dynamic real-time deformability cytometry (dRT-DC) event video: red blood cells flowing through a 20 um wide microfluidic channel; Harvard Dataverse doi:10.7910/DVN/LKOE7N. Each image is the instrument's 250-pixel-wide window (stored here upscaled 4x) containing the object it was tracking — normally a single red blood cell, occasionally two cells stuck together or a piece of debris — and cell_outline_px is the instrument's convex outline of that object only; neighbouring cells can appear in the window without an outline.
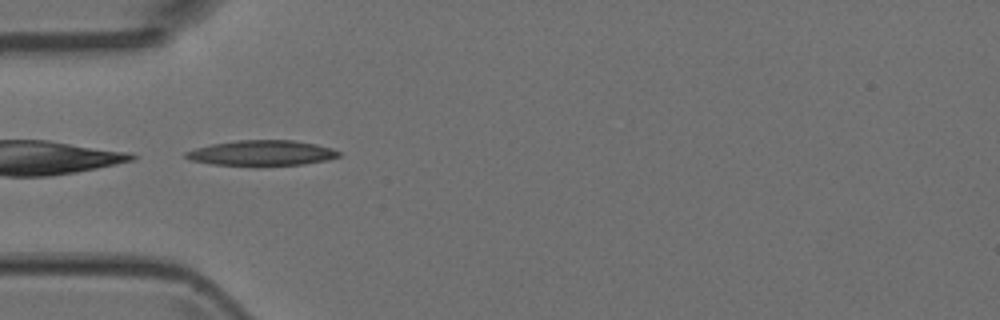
{"species": "Egyptian fruit bat (a non-hibernating species)", "species_latin": "Rousettus aegyptiacus", "temperature_condition": "room temperature", "stored_images_in_passage": 5, "camera_frame_rate_fps": 3000, "um_per_image_px": 0.085, "animal": {"sex": "female"}, "frame": {"image": 1, "passage_image": 2, "time_ms": 0.333, "image_size_px": [1000, 320], "cell_outline_px": [[340, 156], [328, 160], [304, 164], [212, 164], [188, 160], [184, 156], [184, 152], [196, 148], [212, 144], [236, 140], [292, 140], [316, 144], [332, 148], [340, 152]], "centroid_in_image_um": [22.25, 12.98], "position_along_channel_um": 62.8, "area_um2": 22.14}}
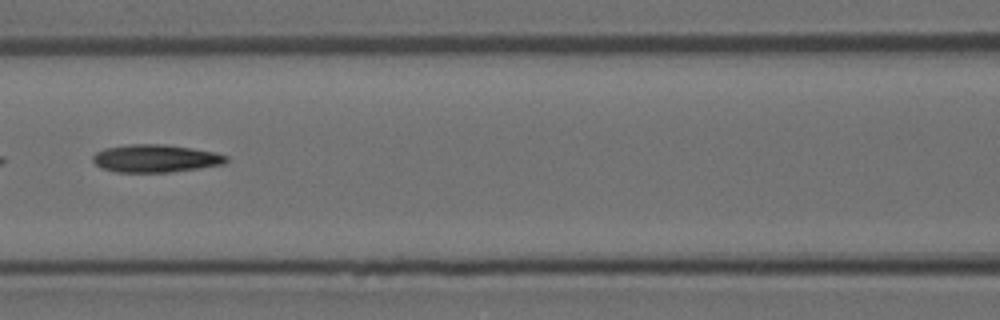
{"frame": {"image": 2, "passage_image": 4, "time_ms": 1.0, "image_size_px": [1000, 320], "cell_outline_px": [[228, 160], [224, 164], [200, 168], [168, 172], [116, 172], [100, 168], [92, 160], [92, 156], [96, 152], [104, 148], [128, 144], [164, 144], [192, 148], [216, 152], [228, 156]], "centroid_in_image_um": [13.21, 13.46], "position_along_channel_um": 153.4, "area_um2": 21.73}}
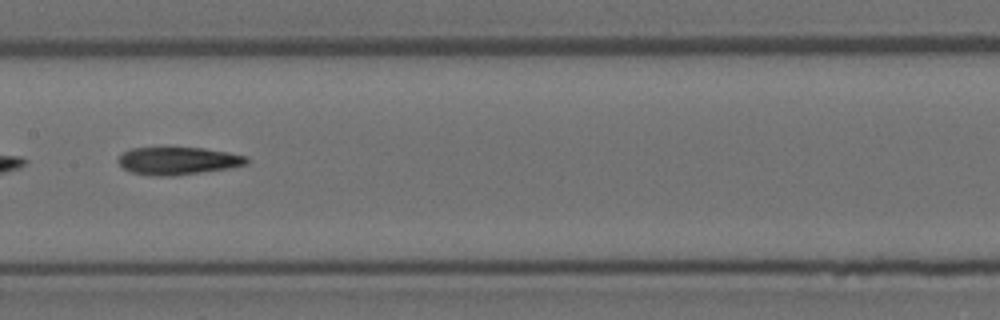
{"frame": {"image": 3, "passage_image": 5, "time_ms": 1.333, "image_size_px": [1000, 320], "cell_outline_px": [[248, 164], [228, 168], [172, 176], [148, 176], [132, 172], [124, 168], [120, 164], [120, 156], [124, 152], [132, 148], [204, 148], [228, 152], [248, 156]], "centroid_in_image_um": [15.16, 13.67], "position_along_channel_um": 192.2, "area_um2": 20.46}}